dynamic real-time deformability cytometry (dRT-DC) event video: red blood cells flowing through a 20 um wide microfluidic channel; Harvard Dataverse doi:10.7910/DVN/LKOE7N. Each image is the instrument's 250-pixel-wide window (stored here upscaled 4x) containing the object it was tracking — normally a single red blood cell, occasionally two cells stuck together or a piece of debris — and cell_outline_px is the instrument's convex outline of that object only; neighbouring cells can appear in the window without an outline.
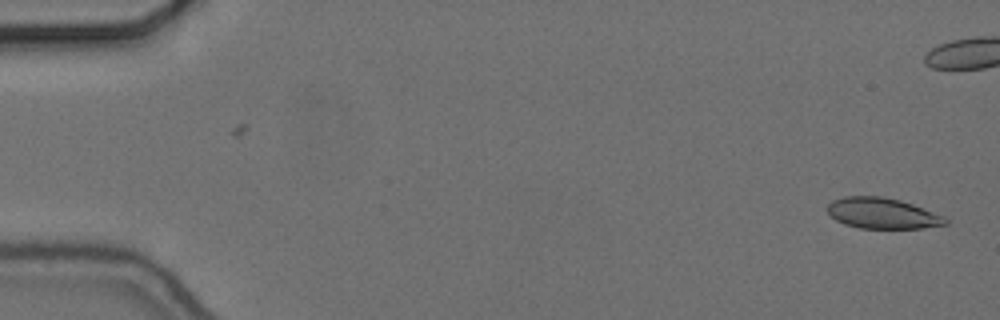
{"species": "common noctule bat (a hibernating species)", "species_latin": "Nyctalus noctula", "temperature_condition": "cold", "stored_images_in_passage": 56, "camera_frame_rate_fps": 3000, "um_per_image_px": 0.085, "animal": {"sex": "female", "body_mass_g": 24.6, "forearm_length_mm": 56.2}, "frame": {"image": 1, "passage_image": 1, "time_ms": 0.0, "image_size_px": [1000, 320], "cell_outline_px": [[948, 224], [924, 228], [860, 228], [844, 224], [836, 220], [828, 212], [828, 204], [832, 200], [844, 196], [884, 196], [900, 200], [912, 204], [944, 216], [948, 220]], "centroid_in_image_um": [75.0, 18.12], "position_along_channel_um": 10.0, "area_um2": 21.15}}
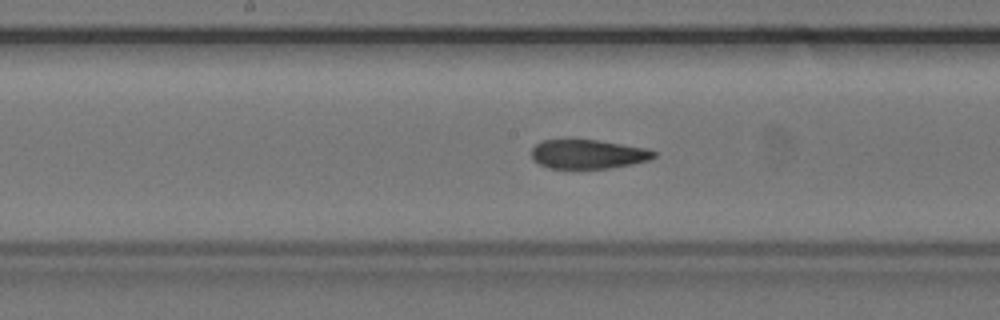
{"frame": {"image": 2, "passage_image": 28, "time_ms": 9.0, "image_size_px": [1000, 320], "cell_outline_px": [[656, 156], [648, 160], [632, 164], [608, 168], [552, 168], [540, 164], [532, 160], [532, 148], [540, 140], [596, 140], [648, 148], [656, 152]], "centroid_in_image_um": [49.98, 13.1], "position_along_channel_um": 198.2, "area_um2": 20.63}}
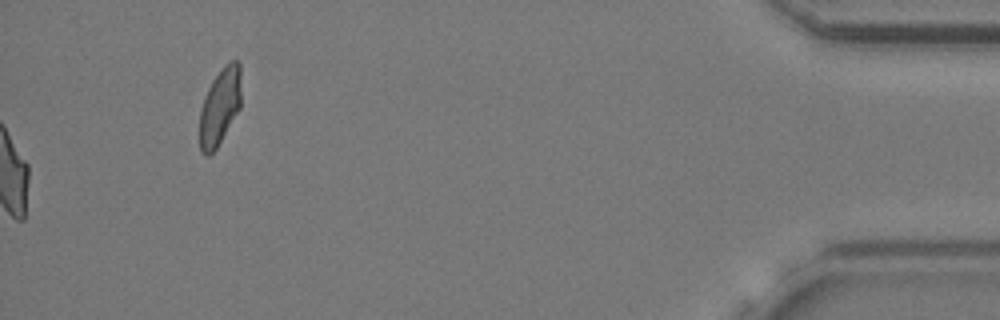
{"frame": {"image": 3, "passage_image": 56, "time_ms": 18.333, "image_size_px": [1000, 320], "cell_outline_px": [[240, 108], [216, 148], [208, 156], [204, 156], [200, 152], [200, 108], [204, 96], [212, 80], [224, 64], [228, 60], [236, 60], [240, 64]], "centroid_in_image_um": [18.67, 9.04], "position_along_channel_um": 416.5, "area_um2": 18.61}, "authors_computed_cell_mechanics": {"area_um2": 22.0218, "velocity_mm_per_s": 3.672, "shape_relaxation_time_tau1_ms": null, "shape_relaxation_time_tau2_ms": 3.3147, "deformation_change_tau1": null, "deformation_change_tau2": 0.0808}}